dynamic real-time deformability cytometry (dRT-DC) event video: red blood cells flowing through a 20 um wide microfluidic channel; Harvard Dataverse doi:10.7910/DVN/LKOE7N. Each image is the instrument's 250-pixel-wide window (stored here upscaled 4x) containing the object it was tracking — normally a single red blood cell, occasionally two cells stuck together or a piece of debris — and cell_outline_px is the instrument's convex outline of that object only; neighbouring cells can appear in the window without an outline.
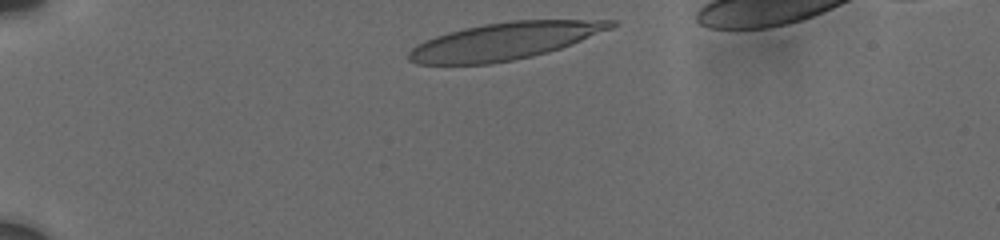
{"species": "human", "species_latin": "Homo sapiens", "temperature_condition": "cold", "stored_images_in_passage": 5, "camera_frame_rate_fps": 3000, "um_per_image_px": 0.085, "donor": {"sex": "male"}, "frame": {"image": 1, "passage_image": 1, "time_ms": 0.0, "image_size_px": [1000, 240], "cell_outline_px": [[616, 24], [612, 28], [572, 44], [548, 52], [532, 56], [492, 64], [416, 64], [408, 60], [408, 52], [416, 44], [424, 40], [448, 32], [464, 28], [484, 24], [512, 20], [616, 20]], "centroid_in_image_um": [42.86, 3.5], "position_along_channel_um": 42.1, "area_um2": 43.64}}
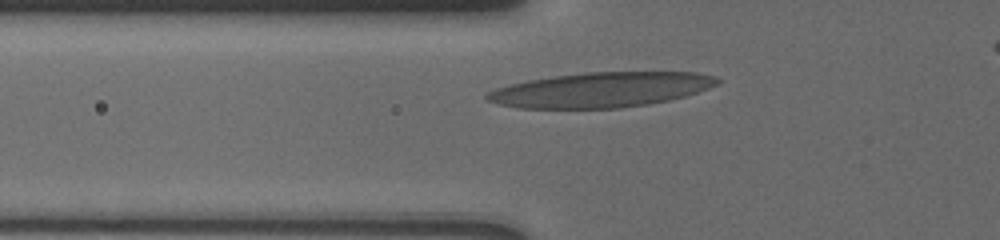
{"frame": {"image": 2, "passage_image": 4, "time_ms": 2.333, "image_size_px": [1000, 240], "cell_outline_px": [[720, 80], [716, 84], [708, 88], [684, 96], [668, 100], [648, 104], [620, 108], [516, 108], [496, 104], [488, 100], [484, 96], [488, 92], [496, 88], [508, 84], [528, 80], [552, 76], [588, 72], [696, 72], [716, 76]], "centroid_in_image_um": [51.04, 7.63], "position_along_channel_um": 74.8, "area_um2": 46.88}}